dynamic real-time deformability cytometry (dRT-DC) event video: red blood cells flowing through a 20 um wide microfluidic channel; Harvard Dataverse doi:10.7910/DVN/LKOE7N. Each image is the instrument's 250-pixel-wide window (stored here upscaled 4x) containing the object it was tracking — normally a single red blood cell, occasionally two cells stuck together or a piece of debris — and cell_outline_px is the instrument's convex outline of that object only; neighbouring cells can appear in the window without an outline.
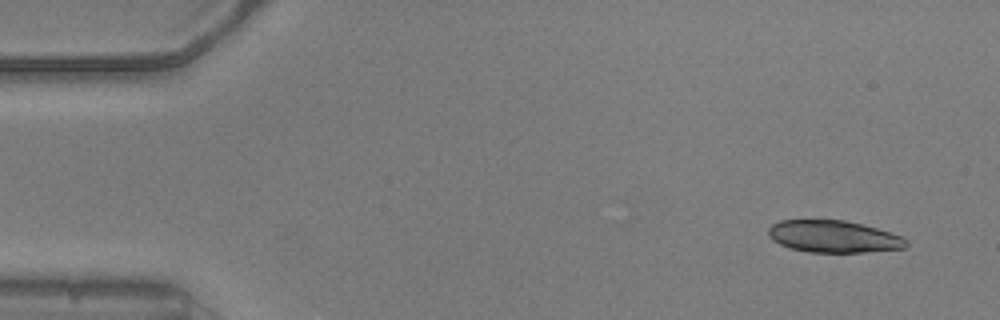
{"species": "common noctule bat (a hibernating species)", "species_latin": "Nyctalus noctula", "temperature_condition": "warm", "stored_images_in_passage": 50, "segment_of_instrument_passage": [1, 2], "camera_frame_rate_fps": 3000, "um_per_image_px": 0.085, "animal": {"sex": "male", "body_mass_g": 20.5, "forearm_length_mm": 52.5}, "frame": {"image": 1, "passage_image": 1, "time_ms": 0.0, "image_size_px": [1000, 320], "cell_outline_px": [[908, 244], [904, 248], [864, 252], [808, 252], [788, 248], [772, 240], [768, 236], [768, 228], [772, 224], [780, 220], [844, 220], [876, 228], [900, 236], [908, 240]], "centroid_in_image_um": [70.8, 20.11], "position_along_channel_um": 14.2, "area_um2": 25.66}}
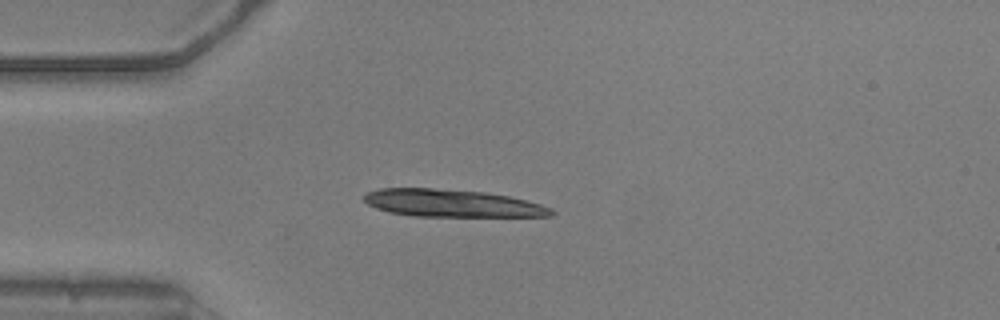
{"frame": {"image": 2, "passage_image": 11, "time_ms": 3.333, "image_size_px": [1000, 320], "cell_outline_px": [[556, 212], [552, 216], [412, 216], [388, 212], [376, 208], [368, 204], [364, 200], [364, 196], [368, 192], [380, 188], [432, 188], [484, 192], [508, 196], [540, 204], [552, 208]], "centroid_in_image_um": [38.41, 17.28], "position_along_channel_um": 46.6, "area_um2": 29.82}}